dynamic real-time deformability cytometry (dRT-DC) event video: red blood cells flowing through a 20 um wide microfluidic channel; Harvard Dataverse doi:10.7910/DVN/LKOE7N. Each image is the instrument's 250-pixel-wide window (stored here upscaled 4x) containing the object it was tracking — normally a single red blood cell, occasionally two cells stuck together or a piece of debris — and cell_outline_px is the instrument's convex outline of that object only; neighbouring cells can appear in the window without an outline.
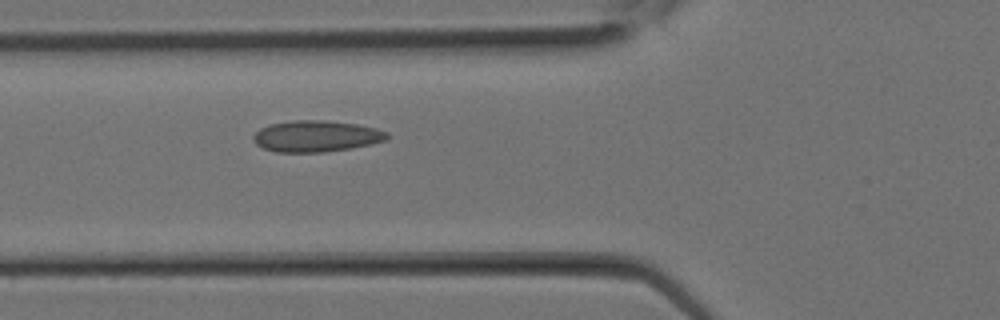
{"species": "Egyptian fruit bat (a non-hibernating species)", "species_latin": "Rousettus aegyptiacus", "temperature_condition": "room temperature", "stored_images_in_passage": 3, "camera_frame_rate_fps": 3000, "um_per_image_px": 0.085, "animal": {"sex": "female"}, "frame": {"image": 1, "passage_image": 3, "time_ms": 0.667, "image_size_px": [1000, 320], "cell_outline_px": [[388, 140], [372, 144], [352, 148], [324, 152], [276, 152], [264, 148], [256, 144], [252, 140], [252, 136], [260, 128], [268, 124], [292, 120], [320, 120], [356, 124], [376, 128], [388, 132]], "centroid_in_image_um": [26.87, 11.58], "position_along_channel_um": 98.9, "area_um2": 24.57}}